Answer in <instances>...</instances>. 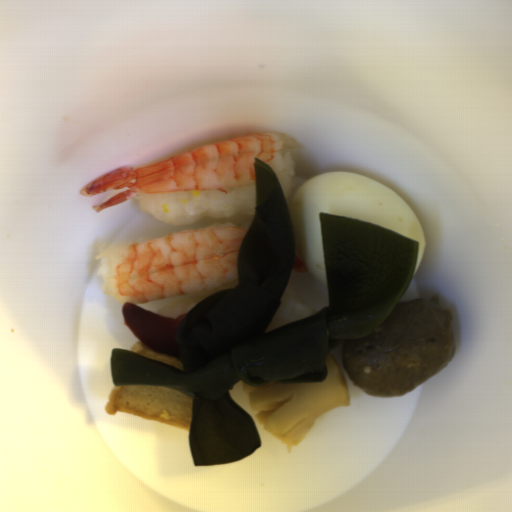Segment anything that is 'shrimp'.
Instances as JSON below:
<instances>
[{
    "mask_svg": "<svg viewBox=\"0 0 512 512\" xmlns=\"http://www.w3.org/2000/svg\"><path fill=\"white\" fill-rule=\"evenodd\" d=\"M241 227H210L168 233L147 241H115L101 245L96 272L102 291L122 303H150L159 299L205 292L238 277Z\"/></svg>",
    "mask_w": 512,
    "mask_h": 512,
    "instance_id": "1",
    "label": "shrimp"
},
{
    "mask_svg": "<svg viewBox=\"0 0 512 512\" xmlns=\"http://www.w3.org/2000/svg\"><path fill=\"white\" fill-rule=\"evenodd\" d=\"M282 147L302 149L303 144L282 133L238 136L192 149L152 165L113 169L88 182L80 192L92 198L103 191L126 187L104 203L94 204V212L136 200L140 194L197 190H218L225 194L235 186L255 184V159L267 163Z\"/></svg>",
    "mask_w": 512,
    "mask_h": 512,
    "instance_id": "2",
    "label": "shrimp"
}]
</instances>
